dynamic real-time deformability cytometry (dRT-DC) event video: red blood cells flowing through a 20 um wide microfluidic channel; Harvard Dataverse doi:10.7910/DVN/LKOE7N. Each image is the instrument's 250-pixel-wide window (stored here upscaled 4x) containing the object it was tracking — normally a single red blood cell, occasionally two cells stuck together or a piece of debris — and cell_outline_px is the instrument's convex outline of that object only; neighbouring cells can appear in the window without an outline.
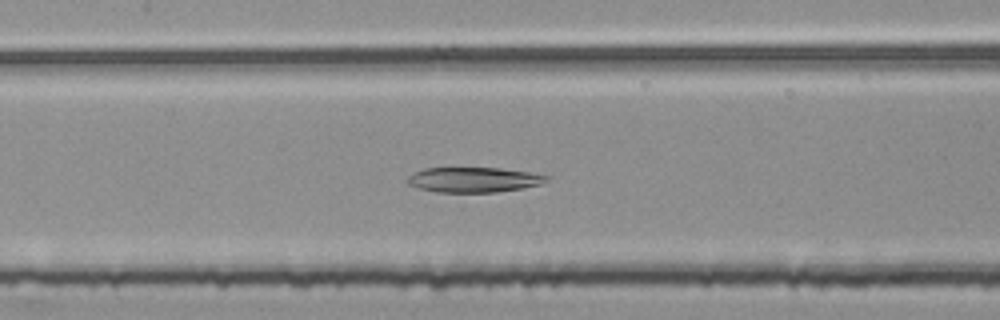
{"species": "common noctule bat (a hibernating species)", "species_latin": "Nyctalus noctula", "temperature_condition": "room temperature", "stored_images_in_passage": 53, "camera_frame_rate_fps": 3000, "um_per_image_px": 0.085, "animal": {"sex": "female", "body_mass_g": 25.1}, "frame": {"image": 1, "passage_image": 25, "time_ms": 8.0, "image_size_px": [1000, 320], "cell_outline_px": [[552, 176], [548, 180], [540, 184], [520, 188], [496, 192], [436, 192], [420, 188], [408, 184], [404, 180], [412, 172], [424, 168], [500, 168], [532, 172]], "centroid_in_image_um": [40.25, 15.26], "position_along_channel_um": 167.2, "area_um2": 20.46}}
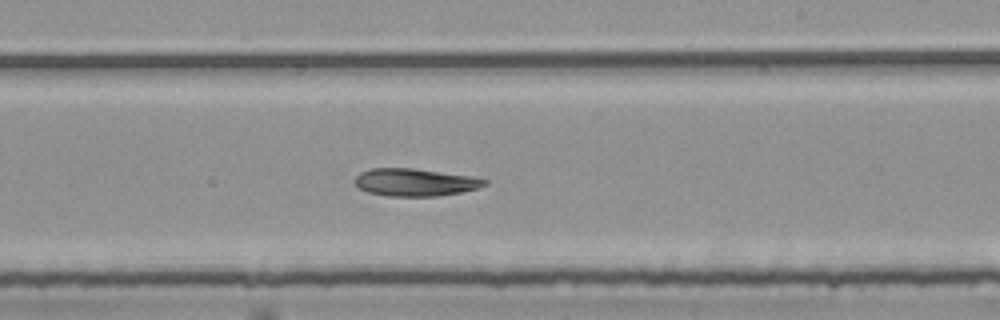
{"frame": {"image": 2, "passage_image": 32, "time_ms": 10.333, "image_size_px": [1000, 320], "cell_outline_px": [[488, 184], [480, 188], [460, 192], [436, 196], [388, 196], [368, 192], [360, 188], [356, 184], [356, 176], [360, 172], [372, 168], [412, 168], [468, 176], [488, 180]], "centroid_in_image_um": [35.29, 15.5], "position_along_channel_um": 253.7, "area_um2": 20.58}}
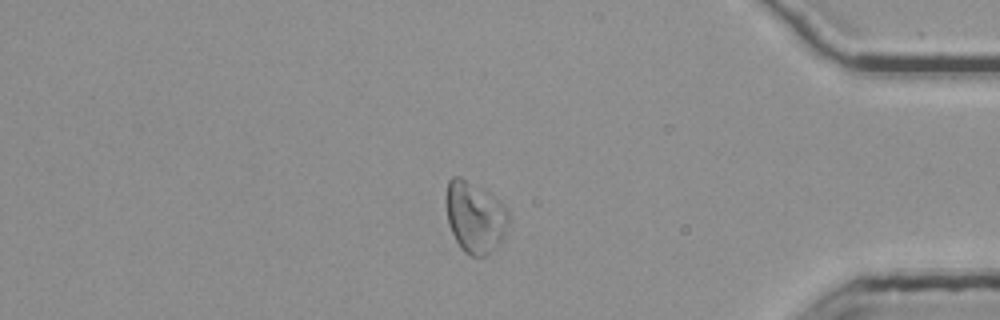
{"frame": {"image": 3, "passage_image": 46, "time_ms": 15.0, "image_size_px": [1000, 320], "cell_outline_px": [[508, 224], [500, 244], [496, 248], [484, 256], [472, 256], [464, 252], [460, 248], [448, 224], [444, 200], [444, 196], [448, 180], [452, 176], [460, 176], [488, 192], [508, 212]], "centroid_in_image_um": [40.31, 18.45], "position_along_channel_um": 394.9, "area_um2": 26.01}}